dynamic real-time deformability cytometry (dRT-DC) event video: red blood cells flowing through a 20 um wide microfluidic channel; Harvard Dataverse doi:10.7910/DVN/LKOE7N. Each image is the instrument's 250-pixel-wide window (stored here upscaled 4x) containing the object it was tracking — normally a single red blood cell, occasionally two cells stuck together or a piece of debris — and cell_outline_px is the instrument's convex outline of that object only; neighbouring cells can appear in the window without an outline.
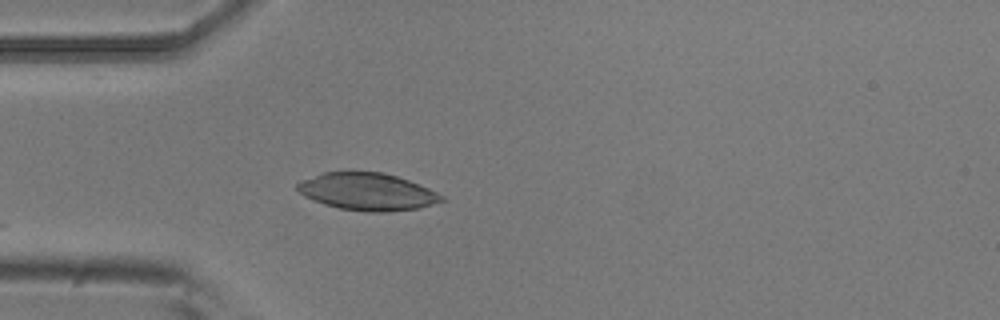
{"species": "common noctule bat (a hibernating species)", "species_latin": "Nyctalus noctula", "temperature_condition": "room temperature", "stored_images_in_passage": 5, "camera_frame_rate_fps": 3000, "um_per_image_px": 0.085, "animal": {"sex": "male", "body_mass_g": 20.5, "forearm_length_mm": 52.5}, "frame": {"image": 1, "passage_image": 5, "time_ms": 1.333, "image_size_px": [1000, 320], "cell_outline_px": [[444, 200], [416, 208], [388, 212], [368, 212], [340, 208], [324, 204], [312, 200], [304, 196], [296, 188], [296, 184], [300, 180], [324, 172], [384, 172], [408, 180], [428, 188], [444, 196]], "centroid_in_image_um": [31.18, 16.29], "position_along_channel_um": 53.8, "area_um2": 31.1}}